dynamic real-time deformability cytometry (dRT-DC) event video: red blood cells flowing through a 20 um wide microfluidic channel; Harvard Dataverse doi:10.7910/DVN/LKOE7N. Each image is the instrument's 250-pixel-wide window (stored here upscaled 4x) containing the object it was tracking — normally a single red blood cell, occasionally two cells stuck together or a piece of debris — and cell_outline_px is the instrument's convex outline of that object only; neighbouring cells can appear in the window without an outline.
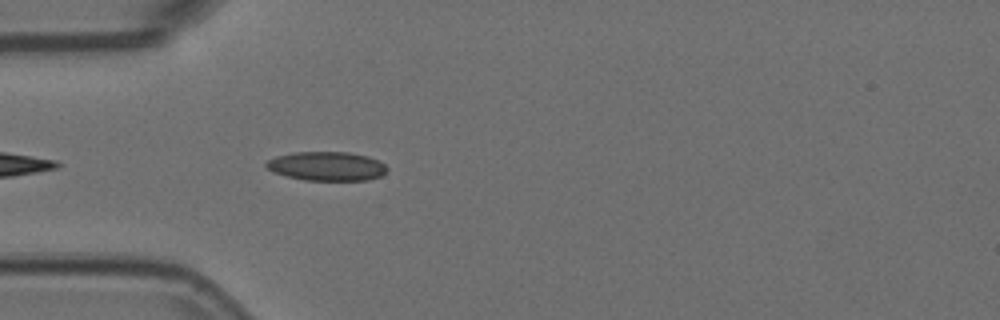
{"species": "Egyptian fruit bat (a non-hibernating species)", "species_latin": "Rousettus aegyptiacus", "temperature_condition": "room temperature", "stored_images_in_passage": 21, "camera_frame_rate_fps": 3000, "um_per_image_px": 0.085, "animal": {"sex": "female"}, "frame": {"image": 1, "passage_image": 3, "time_ms": 0.667, "image_size_px": [1000, 320], "cell_outline_px": [[388, 168], [380, 176], [368, 180], [304, 180], [272, 172], [264, 164], [268, 160], [276, 156], [292, 152], [348, 152], [368, 156], [384, 164]], "centroid_in_image_um": [27.75, 14.12], "position_along_channel_um": 57.3, "area_um2": 20.35}}
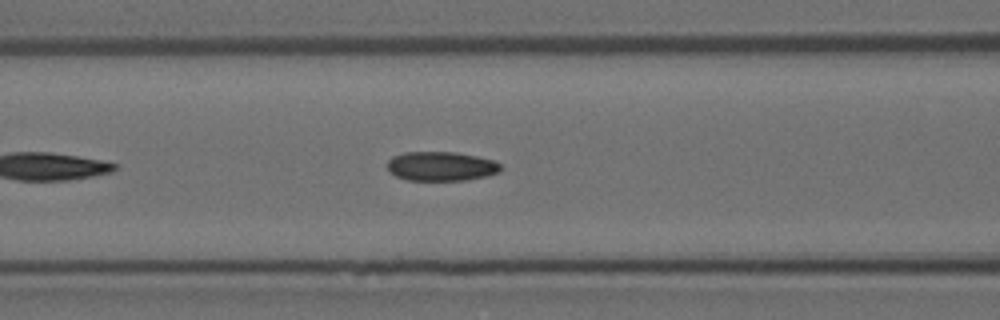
{"frame": {"image": 2, "passage_image": 9, "time_ms": 2.667, "image_size_px": [1000, 320], "cell_outline_px": [[500, 172], [468, 180], [408, 180], [396, 176], [388, 172], [388, 160], [392, 156], [404, 152], [456, 152], [476, 156], [492, 160], [500, 164]], "centroid_in_image_um": [37.46, 14.13], "position_along_channel_um": 129.1, "area_um2": 19.31}}
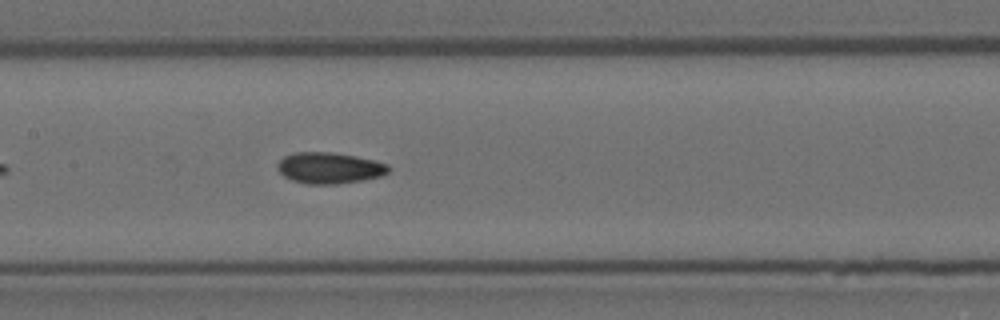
{"frame": {"image": 3, "passage_image": 13, "time_ms": 4.0, "image_size_px": [1000, 320], "cell_outline_px": [[388, 172], [380, 176], [360, 180], [336, 184], [304, 184], [292, 180], [284, 176], [276, 168], [276, 164], [284, 156], [296, 152], [332, 152], [356, 156], [376, 160], [388, 164]], "centroid_in_image_um": [27.96, 14.27], "position_along_channel_um": 179.4, "area_um2": 20.17}}